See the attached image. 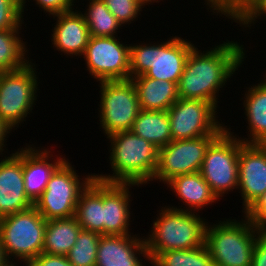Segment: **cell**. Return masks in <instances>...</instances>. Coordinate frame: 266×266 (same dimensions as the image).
<instances>
[{"instance_id": "obj_41", "label": "cell", "mask_w": 266, "mask_h": 266, "mask_svg": "<svg viewBox=\"0 0 266 266\" xmlns=\"http://www.w3.org/2000/svg\"><path fill=\"white\" fill-rule=\"evenodd\" d=\"M7 259L0 239V265Z\"/></svg>"}, {"instance_id": "obj_37", "label": "cell", "mask_w": 266, "mask_h": 266, "mask_svg": "<svg viewBox=\"0 0 266 266\" xmlns=\"http://www.w3.org/2000/svg\"><path fill=\"white\" fill-rule=\"evenodd\" d=\"M28 266H72L67 256L49 255L40 253L35 257Z\"/></svg>"}, {"instance_id": "obj_40", "label": "cell", "mask_w": 266, "mask_h": 266, "mask_svg": "<svg viewBox=\"0 0 266 266\" xmlns=\"http://www.w3.org/2000/svg\"><path fill=\"white\" fill-rule=\"evenodd\" d=\"M139 2H140V4L144 7V8H147V7H145V5H147V6H149V5H153L154 4V2L155 3H159V2H161V1H163V0H138Z\"/></svg>"}, {"instance_id": "obj_35", "label": "cell", "mask_w": 266, "mask_h": 266, "mask_svg": "<svg viewBox=\"0 0 266 266\" xmlns=\"http://www.w3.org/2000/svg\"><path fill=\"white\" fill-rule=\"evenodd\" d=\"M242 215L259 230H266V192L262 194Z\"/></svg>"}, {"instance_id": "obj_11", "label": "cell", "mask_w": 266, "mask_h": 266, "mask_svg": "<svg viewBox=\"0 0 266 266\" xmlns=\"http://www.w3.org/2000/svg\"><path fill=\"white\" fill-rule=\"evenodd\" d=\"M219 111L208 101L179 98L167 110L172 140L221 135L227 125L221 119L218 120Z\"/></svg>"}, {"instance_id": "obj_33", "label": "cell", "mask_w": 266, "mask_h": 266, "mask_svg": "<svg viewBox=\"0 0 266 266\" xmlns=\"http://www.w3.org/2000/svg\"><path fill=\"white\" fill-rule=\"evenodd\" d=\"M266 20V0H253V2L244 10V12L234 21L239 27L252 29L259 19Z\"/></svg>"}, {"instance_id": "obj_39", "label": "cell", "mask_w": 266, "mask_h": 266, "mask_svg": "<svg viewBox=\"0 0 266 266\" xmlns=\"http://www.w3.org/2000/svg\"><path fill=\"white\" fill-rule=\"evenodd\" d=\"M19 261V262H18ZM23 265H20L22 264ZM28 266V263H26L25 261H22V260H15V259H6L0 266Z\"/></svg>"}, {"instance_id": "obj_8", "label": "cell", "mask_w": 266, "mask_h": 266, "mask_svg": "<svg viewBox=\"0 0 266 266\" xmlns=\"http://www.w3.org/2000/svg\"><path fill=\"white\" fill-rule=\"evenodd\" d=\"M76 171L67 159L51 176L46 189L34 203L46 221L75 216L81 192L95 178L94 173L82 177Z\"/></svg>"}, {"instance_id": "obj_32", "label": "cell", "mask_w": 266, "mask_h": 266, "mask_svg": "<svg viewBox=\"0 0 266 266\" xmlns=\"http://www.w3.org/2000/svg\"><path fill=\"white\" fill-rule=\"evenodd\" d=\"M21 0H0V31L22 29Z\"/></svg>"}, {"instance_id": "obj_20", "label": "cell", "mask_w": 266, "mask_h": 266, "mask_svg": "<svg viewBox=\"0 0 266 266\" xmlns=\"http://www.w3.org/2000/svg\"><path fill=\"white\" fill-rule=\"evenodd\" d=\"M165 186H167L169 190L171 189L172 193H175L174 195H176L182 203L179 207L171 204L168 205V207L173 209L199 213L204 207H209V205L216 204V201L217 203L220 201L200 172L175 176L168 181Z\"/></svg>"}, {"instance_id": "obj_34", "label": "cell", "mask_w": 266, "mask_h": 266, "mask_svg": "<svg viewBox=\"0 0 266 266\" xmlns=\"http://www.w3.org/2000/svg\"><path fill=\"white\" fill-rule=\"evenodd\" d=\"M30 2L31 0H21V8H22V16L24 19V15L27 11V4H25L26 2ZM35 1L34 3H36L35 6L39 7V9L43 12H45L44 14H48V16H53L56 14H60L62 12H66L69 10L74 9V7H76V0H33ZM75 3V4H74ZM26 9V10H25Z\"/></svg>"}, {"instance_id": "obj_24", "label": "cell", "mask_w": 266, "mask_h": 266, "mask_svg": "<svg viewBox=\"0 0 266 266\" xmlns=\"http://www.w3.org/2000/svg\"><path fill=\"white\" fill-rule=\"evenodd\" d=\"M130 131L161 149L172 141L167 111L140 109Z\"/></svg>"}, {"instance_id": "obj_31", "label": "cell", "mask_w": 266, "mask_h": 266, "mask_svg": "<svg viewBox=\"0 0 266 266\" xmlns=\"http://www.w3.org/2000/svg\"><path fill=\"white\" fill-rule=\"evenodd\" d=\"M210 14L230 19L233 22L244 12L253 0H204ZM210 10V11H209ZM223 15V16H222Z\"/></svg>"}, {"instance_id": "obj_30", "label": "cell", "mask_w": 266, "mask_h": 266, "mask_svg": "<svg viewBox=\"0 0 266 266\" xmlns=\"http://www.w3.org/2000/svg\"><path fill=\"white\" fill-rule=\"evenodd\" d=\"M110 12L123 26L130 25L141 16L143 6L138 0H103Z\"/></svg>"}, {"instance_id": "obj_28", "label": "cell", "mask_w": 266, "mask_h": 266, "mask_svg": "<svg viewBox=\"0 0 266 266\" xmlns=\"http://www.w3.org/2000/svg\"><path fill=\"white\" fill-rule=\"evenodd\" d=\"M151 266H215L208 248L203 245L194 249L161 252Z\"/></svg>"}, {"instance_id": "obj_10", "label": "cell", "mask_w": 266, "mask_h": 266, "mask_svg": "<svg viewBox=\"0 0 266 266\" xmlns=\"http://www.w3.org/2000/svg\"><path fill=\"white\" fill-rule=\"evenodd\" d=\"M227 129L209 146L200 173L220 200L238 190V156L242 141Z\"/></svg>"}, {"instance_id": "obj_4", "label": "cell", "mask_w": 266, "mask_h": 266, "mask_svg": "<svg viewBox=\"0 0 266 266\" xmlns=\"http://www.w3.org/2000/svg\"><path fill=\"white\" fill-rule=\"evenodd\" d=\"M165 41L130 44V79L144 75L178 84L187 56L195 45L178 35Z\"/></svg>"}, {"instance_id": "obj_2", "label": "cell", "mask_w": 266, "mask_h": 266, "mask_svg": "<svg viewBox=\"0 0 266 266\" xmlns=\"http://www.w3.org/2000/svg\"><path fill=\"white\" fill-rule=\"evenodd\" d=\"M112 174H96L95 178L111 183L151 184L157 167L158 149L131 131L106 137ZM151 181V182H150Z\"/></svg>"}, {"instance_id": "obj_16", "label": "cell", "mask_w": 266, "mask_h": 266, "mask_svg": "<svg viewBox=\"0 0 266 266\" xmlns=\"http://www.w3.org/2000/svg\"><path fill=\"white\" fill-rule=\"evenodd\" d=\"M25 146H22L25 193L35 203L46 189L51 176L68 158L64 154V156L60 155L59 157L56 155L55 159L53 157L55 155L51 154L53 152L49 147H38V145L36 146L33 143H26Z\"/></svg>"}, {"instance_id": "obj_36", "label": "cell", "mask_w": 266, "mask_h": 266, "mask_svg": "<svg viewBox=\"0 0 266 266\" xmlns=\"http://www.w3.org/2000/svg\"><path fill=\"white\" fill-rule=\"evenodd\" d=\"M251 266H266V230H259Z\"/></svg>"}, {"instance_id": "obj_12", "label": "cell", "mask_w": 266, "mask_h": 266, "mask_svg": "<svg viewBox=\"0 0 266 266\" xmlns=\"http://www.w3.org/2000/svg\"><path fill=\"white\" fill-rule=\"evenodd\" d=\"M220 135H206L193 139L172 140L158 149L157 167L152 179L164 185L175 176L200 172L209 146Z\"/></svg>"}, {"instance_id": "obj_6", "label": "cell", "mask_w": 266, "mask_h": 266, "mask_svg": "<svg viewBox=\"0 0 266 266\" xmlns=\"http://www.w3.org/2000/svg\"><path fill=\"white\" fill-rule=\"evenodd\" d=\"M33 61L18 70L0 72V118L14 131L29 118L38 101L40 80Z\"/></svg>"}, {"instance_id": "obj_19", "label": "cell", "mask_w": 266, "mask_h": 266, "mask_svg": "<svg viewBox=\"0 0 266 266\" xmlns=\"http://www.w3.org/2000/svg\"><path fill=\"white\" fill-rule=\"evenodd\" d=\"M50 17L55 20L50 36L54 51L58 50L66 57L69 55L70 58H74L73 56L81 58L85 53L90 34L80 9L77 10L76 7Z\"/></svg>"}, {"instance_id": "obj_17", "label": "cell", "mask_w": 266, "mask_h": 266, "mask_svg": "<svg viewBox=\"0 0 266 266\" xmlns=\"http://www.w3.org/2000/svg\"><path fill=\"white\" fill-rule=\"evenodd\" d=\"M146 261L151 264L144 236L140 237V233L101 235L95 266H146Z\"/></svg>"}, {"instance_id": "obj_23", "label": "cell", "mask_w": 266, "mask_h": 266, "mask_svg": "<svg viewBox=\"0 0 266 266\" xmlns=\"http://www.w3.org/2000/svg\"><path fill=\"white\" fill-rule=\"evenodd\" d=\"M75 217L83 230L103 235V181L94 178L81 192Z\"/></svg>"}, {"instance_id": "obj_18", "label": "cell", "mask_w": 266, "mask_h": 266, "mask_svg": "<svg viewBox=\"0 0 266 266\" xmlns=\"http://www.w3.org/2000/svg\"><path fill=\"white\" fill-rule=\"evenodd\" d=\"M136 186L140 185L103 181V235L134 234L130 231L133 212L130 190Z\"/></svg>"}, {"instance_id": "obj_3", "label": "cell", "mask_w": 266, "mask_h": 266, "mask_svg": "<svg viewBox=\"0 0 266 266\" xmlns=\"http://www.w3.org/2000/svg\"><path fill=\"white\" fill-rule=\"evenodd\" d=\"M156 215L150 232L144 237L150 262L164 251L194 249L205 245L208 222L198 212L164 205L157 210Z\"/></svg>"}, {"instance_id": "obj_38", "label": "cell", "mask_w": 266, "mask_h": 266, "mask_svg": "<svg viewBox=\"0 0 266 266\" xmlns=\"http://www.w3.org/2000/svg\"><path fill=\"white\" fill-rule=\"evenodd\" d=\"M14 132L13 129H11L1 118H0V155H4L5 152H7L8 155V149L6 146L7 139L11 135L10 133ZM9 135V136H8ZM6 150V151H5ZM4 152V153H3Z\"/></svg>"}, {"instance_id": "obj_9", "label": "cell", "mask_w": 266, "mask_h": 266, "mask_svg": "<svg viewBox=\"0 0 266 266\" xmlns=\"http://www.w3.org/2000/svg\"><path fill=\"white\" fill-rule=\"evenodd\" d=\"M98 117L104 136L130 131L140 111L138 94L132 79L98 82Z\"/></svg>"}, {"instance_id": "obj_1", "label": "cell", "mask_w": 266, "mask_h": 266, "mask_svg": "<svg viewBox=\"0 0 266 266\" xmlns=\"http://www.w3.org/2000/svg\"><path fill=\"white\" fill-rule=\"evenodd\" d=\"M238 41H221L222 44L203 51L195 45L187 56L177 84L179 98L199 99L220 107L219 95L247 57L245 46Z\"/></svg>"}, {"instance_id": "obj_7", "label": "cell", "mask_w": 266, "mask_h": 266, "mask_svg": "<svg viewBox=\"0 0 266 266\" xmlns=\"http://www.w3.org/2000/svg\"><path fill=\"white\" fill-rule=\"evenodd\" d=\"M46 225L34 206L0 218V239L7 259L29 264L42 253Z\"/></svg>"}, {"instance_id": "obj_26", "label": "cell", "mask_w": 266, "mask_h": 266, "mask_svg": "<svg viewBox=\"0 0 266 266\" xmlns=\"http://www.w3.org/2000/svg\"><path fill=\"white\" fill-rule=\"evenodd\" d=\"M21 30L0 31V72L18 70L32 60L29 59L28 42H24L20 35Z\"/></svg>"}, {"instance_id": "obj_15", "label": "cell", "mask_w": 266, "mask_h": 266, "mask_svg": "<svg viewBox=\"0 0 266 266\" xmlns=\"http://www.w3.org/2000/svg\"><path fill=\"white\" fill-rule=\"evenodd\" d=\"M32 206L34 203L25 193L22 148H18L0 158V218L25 211Z\"/></svg>"}, {"instance_id": "obj_5", "label": "cell", "mask_w": 266, "mask_h": 266, "mask_svg": "<svg viewBox=\"0 0 266 266\" xmlns=\"http://www.w3.org/2000/svg\"><path fill=\"white\" fill-rule=\"evenodd\" d=\"M242 217H225L216 224L208 221L205 246L215 266H251L259 229L245 215Z\"/></svg>"}, {"instance_id": "obj_29", "label": "cell", "mask_w": 266, "mask_h": 266, "mask_svg": "<svg viewBox=\"0 0 266 266\" xmlns=\"http://www.w3.org/2000/svg\"><path fill=\"white\" fill-rule=\"evenodd\" d=\"M101 235L81 229L76 243L68 252L67 259L72 266H95L98 242Z\"/></svg>"}, {"instance_id": "obj_14", "label": "cell", "mask_w": 266, "mask_h": 266, "mask_svg": "<svg viewBox=\"0 0 266 266\" xmlns=\"http://www.w3.org/2000/svg\"><path fill=\"white\" fill-rule=\"evenodd\" d=\"M238 192L242 197L243 213L266 192V144L241 143Z\"/></svg>"}, {"instance_id": "obj_13", "label": "cell", "mask_w": 266, "mask_h": 266, "mask_svg": "<svg viewBox=\"0 0 266 266\" xmlns=\"http://www.w3.org/2000/svg\"><path fill=\"white\" fill-rule=\"evenodd\" d=\"M116 37L90 36L82 58L96 82L130 79V44Z\"/></svg>"}, {"instance_id": "obj_25", "label": "cell", "mask_w": 266, "mask_h": 266, "mask_svg": "<svg viewBox=\"0 0 266 266\" xmlns=\"http://www.w3.org/2000/svg\"><path fill=\"white\" fill-rule=\"evenodd\" d=\"M76 217L47 220L42 253L66 256L81 231Z\"/></svg>"}, {"instance_id": "obj_22", "label": "cell", "mask_w": 266, "mask_h": 266, "mask_svg": "<svg viewBox=\"0 0 266 266\" xmlns=\"http://www.w3.org/2000/svg\"><path fill=\"white\" fill-rule=\"evenodd\" d=\"M131 79L137 90L140 109L167 111L179 99L177 83L144 75Z\"/></svg>"}, {"instance_id": "obj_21", "label": "cell", "mask_w": 266, "mask_h": 266, "mask_svg": "<svg viewBox=\"0 0 266 266\" xmlns=\"http://www.w3.org/2000/svg\"><path fill=\"white\" fill-rule=\"evenodd\" d=\"M263 76L264 78L258 80L257 84L246 86L241 98L246 116L244 118L248 124L246 127L248 138L231 132L244 143L266 144V72Z\"/></svg>"}, {"instance_id": "obj_27", "label": "cell", "mask_w": 266, "mask_h": 266, "mask_svg": "<svg viewBox=\"0 0 266 266\" xmlns=\"http://www.w3.org/2000/svg\"><path fill=\"white\" fill-rule=\"evenodd\" d=\"M85 9H86L85 11H80V12L84 16L85 22L89 28L90 36H95V37L118 36V33H120L119 29H122V25L110 12V10L107 8L103 0H87Z\"/></svg>"}]
</instances>
